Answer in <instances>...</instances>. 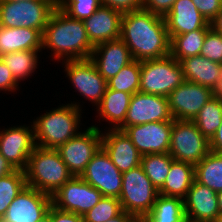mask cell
Here are the masks:
<instances>
[{
  "mask_svg": "<svg viewBox=\"0 0 222 222\" xmlns=\"http://www.w3.org/2000/svg\"><path fill=\"white\" fill-rule=\"evenodd\" d=\"M106 131L101 133L102 148L122 173L141 165L142 155L124 131L113 129Z\"/></svg>",
  "mask_w": 222,
  "mask_h": 222,
  "instance_id": "obj_20",
  "label": "cell"
},
{
  "mask_svg": "<svg viewBox=\"0 0 222 222\" xmlns=\"http://www.w3.org/2000/svg\"><path fill=\"white\" fill-rule=\"evenodd\" d=\"M219 212H222V191L217 193Z\"/></svg>",
  "mask_w": 222,
  "mask_h": 222,
  "instance_id": "obj_49",
  "label": "cell"
},
{
  "mask_svg": "<svg viewBox=\"0 0 222 222\" xmlns=\"http://www.w3.org/2000/svg\"><path fill=\"white\" fill-rule=\"evenodd\" d=\"M194 179V165L174 160L159 194L184 200Z\"/></svg>",
  "mask_w": 222,
  "mask_h": 222,
  "instance_id": "obj_26",
  "label": "cell"
},
{
  "mask_svg": "<svg viewBox=\"0 0 222 222\" xmlns=\"http://www.w3.org/2000/svg\"><path fill=\"white\" fill-rule=\"evenodd\" d=\"M193 122L199 131L208 139L215 135L222 123V100L214 96L201 108Z\"/></svg>",
  "mask_w": 222,
  "mask_h": 222,
  "instance_id": "obj_31",
  "label": "cell"
},
{
  "mask_svg": "<svg viewBox=\"0 0 222 222\" xmlns=\"http://www.w3.org/2000/svg\"><path fill=\"white\" fill-rule=\"evenodd\" d=\"M184 79L214 90L219 84L222 64L213 62L202 55H195L179 61Z\"/></svg>",
  "mask_w": 222,
  "mask_h": 222,
  "instance_id": "obj_23",
  "label": "cell"
},
{
  "mask_svg": "<svg viewBox=\"0 0 222 222\" xmlns=\"http://www.w3.org/2000/svg\"><path fill=\"white\" fill-rule=\"evenodd\" d=\"M122 212L123 209L118 198L103 196L83 217L85 222H106Z\"/></svg>",
  "mask_w": 222,
  "mask_h": 222,
  "instance_id": "obj_35",
  "label": "cell"
},
{
  "mask_svg": "<svg viewBox=\"0 0 222 222\" xmlns=\"http://www.w3.org/2000/svg\"><path fill=\"white\" fill-rule=\"evenodd\" d=\"M216 222H222V212L219 214V217Z\"/></svg>",
  "mask_w": 222,
  "mask_h": 222,
  "instance_id": "obj_51",
  "label": "cell"
},
{
  "mask_svg": "<svg viewBox=\"0 0 222 222\" xmlns=\"http://www.w3.org/2000/svg\"><path fill=\"white\" fill-rule=\"evenodd\" d=\"M34 127L21 125L0 131V153L14 169L25 170L35 148Z\"/></svg>",
  "mask_w": 222,
  "mask_h": 222,
  "instance_id": "obj_16",
  "label": "cell"
},
{
  "mask_svg": "<svg viewBox=\"0 0 222 222\" xmlns=\"http://www.w3.org/2000/svg\"><path fill=\"white\" fill-rule=\"evenodd\" d=\"M122 13L101 5L93 15L83 20L85 30L91 43L116 40L121 36Z\"/></svg>",
  "mask_w": 222,
  "mask_h": 222,
  "instance_id": "obj_22",
  "label": "cell"
},
{
  "mask_svg": "<svg viewBox=\"0 0 222 222\" xmlns=\"http://www.w3.org/2000/svg\"><path fill=\"white\" fill-rule=\"evenodd\" d=\"M173 121L148 122L141 125L128 126L124 132L131 139L139 153H168L171 141Z\"/></svg>",
  "mask_w": 222,
  "mask_h": 222,
  "instance_id": "obj_15",
  "label": "cell"
},
{
  "mask_svg": "<svg viewBox=\"0 0 222 222\" xmlns=\"http://www.w3.org/2000/svg\"><path fill=\"white\" fill-rule=\"evenodd\" d=\"M101 133L98 125H92L57 148L61 159L74 176L82 174L102 147Z\"/></svg>",
  "mask_w": 222,
  "mask_h": 222,
  "instance_id": "obj_9",
  "label": "cell"
},
{
  "mask_svg": "<svg viewBox=\"0 0 222 222\" xmlns=\"http://www.w3.org/2000/svg\"><path fill=\"white\" fill-rule=\"evenodd\" d=\"M25 172L27 186L52 196L74 175L57 149L35 146Z\"/></svg>",
  "mask_w": 222,
  "mask_h": 222,
  "instance_id": "obj_4",
  "label": "cell"
},
{
  "mask_svg": "<svg viewBox=\"0 0 222 222\" xmlns=\"http://www.w3.org/2000/svg\"><path fill=\"white\" fill-rule=\"evenodd\" d=\"M132 94L107 88L100 104L96 107L100 119L113 124L109 129L118 130L125 121Z\"/></svg>",
  "mask_w": 222,
  "mask_h": 222,
  "instance_id": "obj_25",
  "label": "cell"
},
{
  "mask_svg": "<svg viewBox=\"0 0 222 222\" xmlns=\"http://www.w3.org/2000/svg\"><path fill=\"white\" fill-rule=\"evenodd\" d=\"M211 27L218 33L222 35V10L215 17V19L210 23Z\"/></svg>",
  "mask_w": 222,
  "mask_h": 222,
  "instance_id": "obj_45",
  "label": "cell"
},
{
  "mask_svg": "<svg viewBox=\"0 0 222 222\" xmlns=\"http://www.w3.org/2000/svg\"><path fill=\"white\" fill-rule=\"evenodd\" d=\"M141 61L133 60L123 67L116 76L107 80V88L129 94L139 92Z\"/></svg>",
  "mask_w": 222,
  "mask_h": 222,
  "instance_id": "obj_33",
  "label": "cell"
},
{
  "mask_svg": "<svg viewBox=\"0 0 222 222\" xmlns=\"http://www.w3.org/2000/svg\"><path fill=\"white\" fill-rule=\"evenodd\" d=\"M90 60L100 75L107 81L133 61L129 48L119 38L94 46Z\"/></svg>",
  "mask_w": 222,
  "mask_h": 222,
  "instance_id": "obj_19",
  "label": "cell"
},
{
  "mask_svg": "<svg viewBox=\"0 0 222 222\" xmlns=\"http://www.w3.org/2000/svg\"><path fill=\"white\" fill-rule=\"evenodd\" d=\"M27 186L25 172L15 169L0 178V218L4 216L14 198Z\"/></svg>",
  "mask_w": 222,
  "mask_h": 222,
  "instance_id": "obj_34",
  "label": "cell"
},
{
  "mask_svg": "<svg viewBox=\"0 0 222 222\" xmlns=\"http://www.w3.org/2000/svg\"><path fill=\"white\" fill-rule=\"evenodd\" d=\"M198 11L211 23L222 10V0H192Z\"/></svg>",
  "mask_w": 222,
  "mask_h": 222,
  "instance_id": "obj_38",
  "label": "cell"
},
{
  "mask_svg": "<svg viewBox=\"0 0 222 222\" xmlns=\"http://www.w3.org/2000/svg\"><path fill=\"white\" fill-rule=\"evenodd\" d=\"M58 0L0 1V26L31 28L42 33Z\"/></svg>",
  "mask_w": 222,
  "mask_h": 222,
  "instance_id": "obj_6",
  "label": "cell"
},
{
  "mask_svg": "<svg viewBox=\"0 0 222 222\" xmlns=\"http://www.w3.org/2000/svg\"><path fill=\"white\" fill-rule=\"evenodd\" d=\"M213 96L211 88L184 81L167 96L170 113L173 119L193 121Z\"/></svg>",
  "mask_w": 222,
  "mask_h": 222,
  "instance_id": "obj_14",
  "label": "cell"
},
{
  "mask_svg": "<svg viewBox=\"0 0 222 222\" xmlns=\"http://www.w3.org/2000/svg\"><path fill=\"white\" fill-rule=\"evenodd\" d=\"M144 219L146 222H187L184 200L159 194L151 212Z\"/></svg>",
  "mask_w": 222,
  "mask_h": 222,
  "instance_id": "obj_28",
  "label": "cell"
},
{
  "mask_svg": "<svg viewBox=\"0 0 222 222\" xmlns=\"http://www.w3.org/2000/svg\"><path fill=\"white\" fill-rule=\"evenodd\" d=\"M103 197L102 193L84 181L73 176L52 195V205L57 209L84 215Z\"/></svg>",
  "mask_w": 222,
  "mask_h": 222,
  "instance_id": "obj_10",
  "label": "cell"
},
{
  "mask_svg": "<svg viewBox=\"0 0 222 222\" xmlns=\"http://www.w3.org/2000/svg\"><path fill=\"white\" fill-rule=\"evenodd\" d=\"M66 76L72 86L96 107L100 104L107 89V81L100 75L90 59L64 60Z\"/></svg>",
  "mask_w": 222,
  "mask_h": 222,
  "instance_id": "obj_11",
  "label": "cell"
},
{
  "mask_svg": "<svg viewBox=\"0 0 222 222\" xmlns=\"http://www.w3.org/2000/svg\"><path fill=\"white\" fill-rule=\"evenodd\" d=\"M52 206V196L26 186L2 217L5 222H37Z\"/></svg>",
  "mask_w": 222,
  "mask_h": 222,
  "instance_id": "obj_17",
  "label": "cell"
},
{
  "mask_svg": "<svg viewBox=\"0 0 222 222\" xmlns=\"http://www.w3.org/2000/svg\"><path fill=\"white\" fill-rule=\"evenodd\" d=\"M51 222H85L82 215L66 212L51 206Z\"/></svg>",
  "mask_w": 222,
  "mask_h": 222,
  "instance_id": "obj_42",
  "label": "cell"
},
{
  "mask_svg": "<svg viewBox=\"0 0 222 222\" xmlns=\"http://www.w3.org/2000/svg\"><path fill=\"white\" fill-rule=\"evenodd\" d=\"M120 39L129 48L133 60L144 61L170 55L171 40L164 17L143 8L122 15Z\"/></svg>",
  "mask_w": 222,
  "mask_h": 222,
  "instance_id": "obj_1",
  "label": "cell"
},
{
  "mask_svg": "<svg viewBox=\"0 0 222 222\" xmlns=\"http://www.w3.org/2000/svg\"><path fill=\"white\" fill-rule=\"evenodd\" d=\"M134 217L123 211L120 215L116 216L115 218L109 219L106 222H130Z\"/></svg>",
  "mask_w": 222,
  "mask_h": 222,
  "instance_id": "obj_46",
  "label": "cell"
},
{
  "mask_svg": "<svg viewBox=\"0 0 222 222\" xmlns=\"http://www.w3.org/2000/svg\"><path fill=\"white\" fill-rule=\"evenodd\" d=\"M15 169L0 153V178L12 173Z\"/></svg>",
  "mask_w": 222,
  "mask_h": 222,
  "instance_id": "obj_44",
  "label": "cell"
},
{
  "mask_svg": "<svg viewBox=\"0 0 222 222\" xmlns=\"http://www.w3.org/2000/svg\"><path fill=\"white\" fill-rule=\"evenodd\" d=\"M0 1H27V0H0Z\"/></svg>",
  "mask_w": 222,
  "mask_h": 222,
  "instance_id": "obj_52",
  "label": "cell"
},
{
  "mask_svg": "<svg viewBox=\"0 0 222 222\" xmlns=\"http://www.w3.org/2000/svg\"><path fill=\"white\" fill-rule=\"evenodd\" d=\"M194 178L216 193L222 191V153L210 151L194 166Z\"/></svg>",
  "mask_w": 222,
  "mask_h": 222,
  "instance_id": "obj_27",
  "label": "cell"
},
{
  "mask_svg": "<svg viewBox=\"0 0 222 222\" xmlns=\"http://www.w3.org/2000/svg\"><path fill=\"white\" fill-rule=\"evenodd\" d=\"M174 160L169 153L142 156L141 166L144 173L158 190L163 186Z\"/></svg>",
  "mask_w": 222,
  "mask_h": 222,
  "instance_id": "obj_32",
  "label": "cell"
},
{
  "mask_svg": "<svg viewBox=\"0 0 222 222\" xmlns=\"http://www.w3.org/2000/svg\"><path fill=\"white\" fill-rule=\"evenodd\" d=\"M103 6L112 8L122 14L143 8V0H100Z\"/></svg>",
  "mask_w": 222,
  "mask_h": 222,
  "instance_id": "obj_39",
  "label": "cell"
},
{
  "mask_svg": "<svg viewBox=\"0 0 222 222\" xmlns=\"http://www.w3.org/2000/svg\"><path fill=\"white\" fill-rule=\"evenodd\" d=\"M210 151L222 153V123L210 140Z\"/></svg>",
  "mask_w": 222,
  "mask_h": 222,
  "instance_id": "obj_43",
  "label": "cell"
},
{
  "mask_svg": "<svg viewBox=\"0 0 222 222\" xmlns=\"http://www.w3.org/2000/svg\"><path fill=\"white\" fill-rule=\"evenodd\" d=\"M37 222H51V207H50L48 213Z\"/></svg>",
  "mask_w": 222,
  "mask_h": 222,
  "instance_id": "obj_48",
  "label": "cell"
},
{
  "mask_svg": "<svg viewBox=\"0 0 222 222\" xmlns=\"http://www.w3.org/2000/svg\"><path fill=\"white\" fill-rule=\"evenodd\" d=\"M18 85L19 84L15 81L10 69L0 58V91L14 92L19 88Z\"/></svg>",
  "mask_w": 222,
  "mask_h": 222,
  "instance_id": "obj_41",
  "label": "cell"
},
{
  "mask_svg": "<svg viewBox=\"0 0 222 222\" xmlns=\"http://www.w3.org/2000/svg\"><path fill=\"white\" fill-rule=\"evenodd\" d=\"M100 0H58V7L70 18L85 20L101 6Z\"/></svg>",
  "mask_w": 222,
  "mask_h": 222,
  "instance_id": "obj_36",
  "label": "cell"
},
{
  "mask_svg": "<svg viewBox=\"0 0 222 222\" xmlns=\"http://www.w3.org/2000/svg\"><path fill=\"white\" fill-rule=\"evenodd\" d=\"M177 0H143V9L165 17Z\"/></svg>",
  "mask_w": 222,
  "mask_h": 222,
  "instance_id": "obj_40",
  "label": "cell"
},
{
  "mask_svg": "<svg viewBox=\"0 0 222 222\" xmlns=\"http://www.w3.org/2000/svg\"><path fill=\"white\" fill-rule=\"evenodd\" d=\"M42 32L31 28L0 26V57L23 50H42Z\"/></svg>",
  "mask_w": 222,
  "mask_h": 222,
  "instance_id": "obj_24",
  "label": "cell"
},
{
  "mask_svg": "<svg viewBox=\"0 0 222 222\" xmlns=\"http://www.w3.org/2000/svg\"><path fill=\"white\" fill-rule=\"evenodd\" d=\"M173 120L167 97L137 92L131 96L124 124L118 130L124 131L128 126L148 122Z\"/></svg>",
  "mask_w": 222,
  "mask_h": 222,
  "instance_id": "obj_13",
  "label": "cell"
},
{
  "mask_svg": "<svg viewBox=\"0 0 222 222\" xmlns=\"http://www.w3.org/2000/svg\"><path fill=\"white\" fill-rule=\"evenodd\" d=\"M213 93H214L215 98H218V99L222 100V72H221V76H220V79H219V84L213 90Z\"/></svg>",
  "mask_w": 222,
  "mask_h": 222,
  "instance_id": "obj_47",
  "label": "cell"
},
{
  "mask_svg": "<svg viewBox=\"0 0 222 222\" xmlns=\"http://www.w3.org/2000/svg\"><path fill=\"white\" fill-rule=\"evenodd\" d=\"M164 20L170 40L176 35L211 28L192 0H177Z\"/></svg>",
  "mask_w": 222,
  "mask_h": 222,
  "instance_id": "obj_21",
  "label": "cell"
},
{
  "mask_svg": "<svg viewBox=\"0 0 222 222\" xmlns=\"http://www.w3.org/2000/svg\"><path fill=\"white\" fill-rule=\"evenodd\" d=\"M210 152V140L193 121L174 119L168 153L176 160L192 165L199 163Z\"/></svg>",
  "mask_w": 222,
  "mask_h": 222,
  "instance_id": "obj_8",
  "label": "cell"
},
{
  "mask_svg": "<svg viewBox=\"0 0 222 222\" xmlns=\"http://www.w3.org/2000/svg\"><path fill=\"white\" fill-rule=\"evenodd\" d=\"M184 81L182 67L171 55L141 61V93L167 97Z\"/></svg>",
  "mask_w": 222,
  "mask_h": 222,
  "instance_id": "obj_7",
  "label": "cell"
},
{
  "mask_svg": "<svg viewBox=\"0 0 222 222\" xmlns=\"http://www.w3.org/2000/svg\"><path fill=\"white\" fill-rule=\"evenodd\" d=\"M41 50H23L6 53L0 58L10 69L15 81L19 84L23 79L33 75L38 66V52Z\"/></svg>",
  "mask_w": 222,
  "mask_h": 222,
  "instance_id": "obj_29",
  "label": "cell"
},
{
  "mask_svg": "<svg viewBox=\"0 0 222 222\" xmlns=\"http://www.w3.org/2000/svg\"><path fill=\"white\" fill-rule=\"evenodd\" d=\"M42 36V48L51 49L52 58L60 62L90 59L94 49L83 21L70 18L59 7L50 16Z\"/></svg>",
  "mask_w": 222,
  "mask_h": 222,
  "instance_id": "obj_2",
  "label": "cell"
},
{
  "mask_svg": "<svg viewBox=\"0 0 222 222\" xmlns=\"http://www.w3.org/2000/svg\"><path fill=\"white\" fill-rule=\"evenodd\" d=\"M208 30L199 29L174 36L170 43V55L177 61L200 55Z\"/></svg>",
  "mask_w": 222,
  "mask_h": 222,
  "instance_id": "obj_30",
  "label": "cell"
},
{
  "mask_svg": "<svg viewBox=\"0 0 222 222\" xmlns=\"http://www.w3.org/2000/svg\"><path fill=\"white\" fill-rule=\"evenodd\" d=\"M184 207L187 222H216L220 214L217 193L195 179L184 199Z\"/></svg>",
  "mask_w": 222,
  "mask_h": 222,
  "instance_id": "obj_18",
  "label": "cell"
},
{
  "mask_svg": "<svg viewBox=\"0 0 222 222\" xmlns=\"http://www.w3.org/2000/svg\"><path fill=\"white\" fill-rule=\"evenodd\" d=\"M130 222H146L144 218H133Z\"/></svg>",
  "mask_w": 222,
  "mask_h": 222,
  "instance_id": "obj_50",
  "label": "cell"
},
{
  "mask_svg": "<svg viewBox=\"0 0 222 222\" xmlns=\"http://www.w3.org/2000/svg\"><path fill=\"white\" fill-rule=\"evenodd\" d=\"M159 196L158 189L146 176L141 165L122 173V187L119 201L123 211L134 218L149 214Z\"/></svg>",
  "mask_w": 222,
  "mask_h": 222,
  "instance_id": "obj_5",
  "label": "cell"
},
{
  "mask_svg": "<svg viewBox=\"0 0 222 222\" xmlns=\"http://www.w3.org/2000/svg\"><path fill=\"white\" fill-rule=\"evenodd\" d=\"M80 177L103 196L119 198L121 194L122 172L112 163L102 147L86 165Z\"/></svg>",
  "mask_w": 222,
  "mask_h": 222,
  "instance_id": "obj_12",
  "label": "cell"
},
{
  "mask_svg": "<svg viewBox=\"0 0 222 222\" xmlns=\"http://www.w3.org/2000/svg\"><path fill=\"white\" fill-rule=\"evenodd\" d=\"M76 102L61 105L52 111L41 114L33 121L36 146L57 149L81 131V106Z\"/></svg>",
  "mask_w": 222,
  "mask_h": 222,
  "instance_id": "obj_3",
  "label": "cell"
},
{
  "mask_svg": "<svg viewBox=\"0 0 222 222\" xmlns=\"http://www.w3.org/2000/svg\"><path fill=\"white\" fill-rule=\"evenodd\" d=\"M200 55L222 64V35L212 27L206 33Z\"/></svg>",
  "mask_w": 222,
  "mask_h": 222,
  "instance_id": "obj_37",
  "label": "cell"
}]
</instances>
